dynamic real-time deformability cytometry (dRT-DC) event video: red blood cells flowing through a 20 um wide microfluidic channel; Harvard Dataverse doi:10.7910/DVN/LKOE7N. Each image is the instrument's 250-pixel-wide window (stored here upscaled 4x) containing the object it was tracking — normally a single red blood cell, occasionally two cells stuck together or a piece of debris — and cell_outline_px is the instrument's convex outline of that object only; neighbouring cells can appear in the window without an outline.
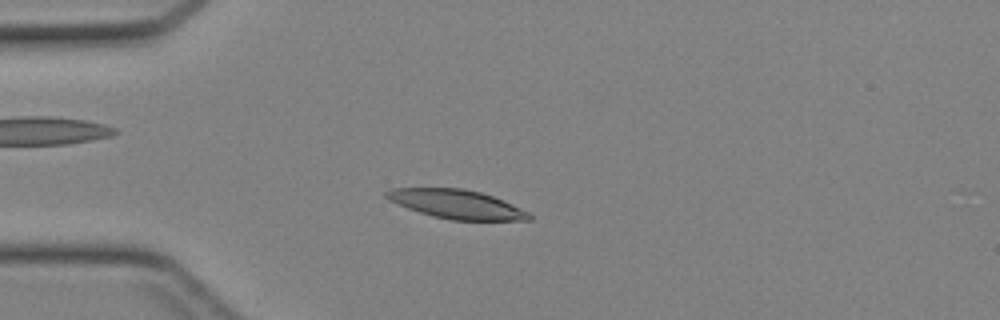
{"species": "Egyptian fruit bat (a non-hibernating species)", "species_latin": "Rousettus aegyptiacus", "temperature_condition": "cold", "stored_images_in_passage": 43, "camera_frame_rate_fps": 3000, "um_per_image_px": 0.085, "animal": {"sex": "female"}, "frame": {"image": 1, "passage_image": 11, "time_ms": 3.333, "image_size_px": [1000, 320], "cell_outline_px": [[532, 220], [452, 220], [432, 216], [408, 208], [388, 200], [384, 196], [384, 192], [392, 188], [464, 188], [480, 192], [492, 196], [512, 204], [528, 212], [532, 216]], "centroid_in_image_um": [38.79, 17.35], "position_along_channel_um": 46.2, "area_um2": 23.93}}
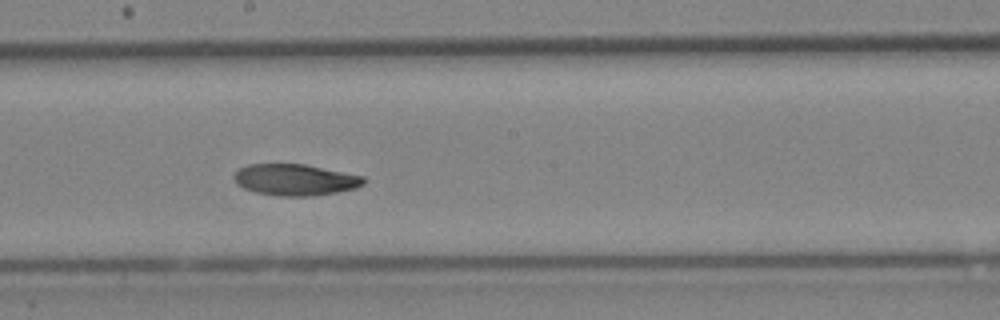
{"frame": {"image": 2, "passage_image": 24, "time_ms": 7.667, "image_size_px": [1000, 320], "cell_outline_px": [[368, 180], [364, 184], [356, 188], [316, 196], [280, 196], [256, 192], [244, 188], [236, 184], [232, 176], [240, 168], [248, 164], [304, 164], [364, 176]], "centroid_in_image_um": [25.1, 15.28], "position_along_channel_um": 223.1, "area_um2": 23.81}}
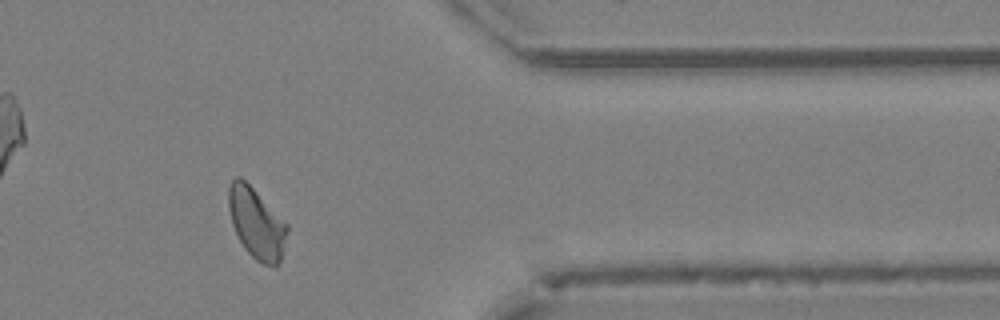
{"frame": {"image": 3, "passage_image": 36, "time_ms": 11.667, "image_size_px": [1000, 320], "cell_outline_px": [[288, 232], [280, 260], [276, 268], [264, 264], [256, 260], [244, 248], [232, 224], [228, 208], [228, 188], [232, 180], [236, 176], [240, 176], [288, 224]], "centroid_in_image_um": [21.8, 18.99], "position_along_channel_um": 389.6, "area_um2": 23.87}}